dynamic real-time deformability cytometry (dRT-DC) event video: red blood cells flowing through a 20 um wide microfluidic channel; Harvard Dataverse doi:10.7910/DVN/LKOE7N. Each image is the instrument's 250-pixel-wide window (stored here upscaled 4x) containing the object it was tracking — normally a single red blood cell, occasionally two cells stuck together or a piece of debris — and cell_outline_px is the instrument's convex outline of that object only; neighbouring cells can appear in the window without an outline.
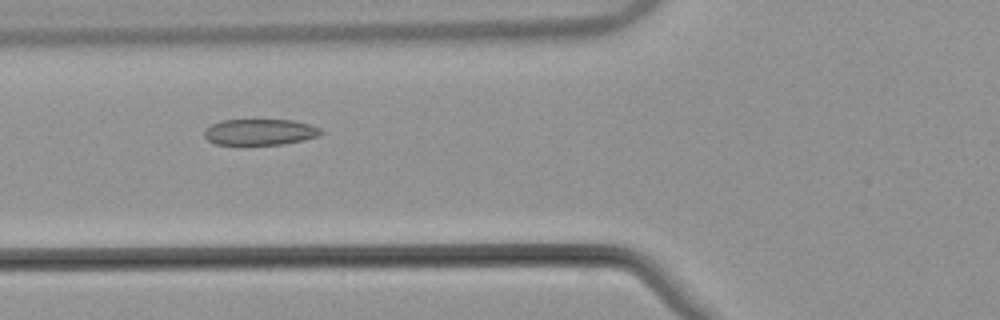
{"species": "common noctule bat (a hibernating species)", "species_latin": "Nyctalus noctula", "temperature_condition": "warm", "stored_images_in_passage": 53, "camera_frame_rate_fps": 3000, "um_per_image_px": 0.085, "animal": {"sex": "male", "body_mass_g": 21.5, "forearm_length_mm": 52.0}, "frame": {"image": 1, "passage_image": 20, "time_ms": 6.333, "image_size_px": [1000, 320], "cell_outline_px": [[324, 132], [320, 136], [304, 140], [284, 144], [216, 144], [208, 140], [204, 136], [204, 128], [220, 120], [292, 120], [312, 124], [320, 128]], "centroid_in_image_um": [22.13, 11.21], "position_along_channel_um": 103.7, "area_um2": 17.86}}
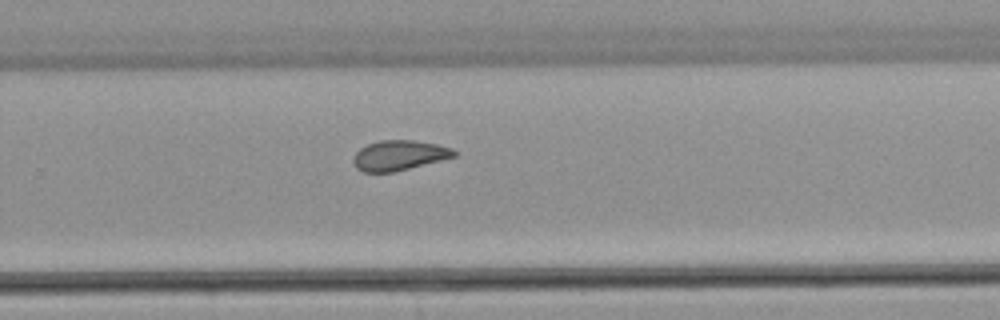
{"frame": {"image": 2, "passage_image": 35, "time_ms": 11.333, "image_size_px": [1000, 320], "cell_outline_px": [[456, 156], [392, 172], [364, 172], [356, 168], [352, 160], [356, 152], [360, 148], [368, 144], [380, 140], [412, 140], [436, 144], [452, 148], [456, 152]], "centroid_in_image_um": [33.89, 13.2], "position_along_channel_um": 295.9, "area_um2": 17.4}}
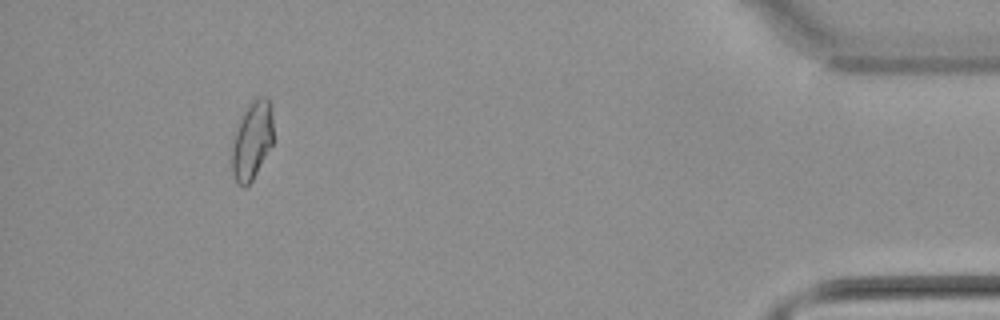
{"frame": {"image": 3, "passage_image": 49, "time_ms": 16.0, "image_size_px": [1000, 320], "cell_outline_px": [[272, 144], [252, 180], [244, 188], [236, 180], [232, 172], [228, 148], [236, 124], [240, 116], [248, 104], [256, 96], [268, 96], [272, 108]], "centroid_in_image_um": [21.35, 11.88], "position_along_channel_um": 413.8, "area_um2": 19.65}, "authors_computed_cell_mechanics": {"area_um2": 18.2648, "velocity_mm_per_s": 3.8474, "shape_relaxation_time_tau1_ms": null, "shape_relaxation_time_tau2_ms": 2.3539, "deformation_change_tau1": null, "deformation_change_tau2": 0.0786}}